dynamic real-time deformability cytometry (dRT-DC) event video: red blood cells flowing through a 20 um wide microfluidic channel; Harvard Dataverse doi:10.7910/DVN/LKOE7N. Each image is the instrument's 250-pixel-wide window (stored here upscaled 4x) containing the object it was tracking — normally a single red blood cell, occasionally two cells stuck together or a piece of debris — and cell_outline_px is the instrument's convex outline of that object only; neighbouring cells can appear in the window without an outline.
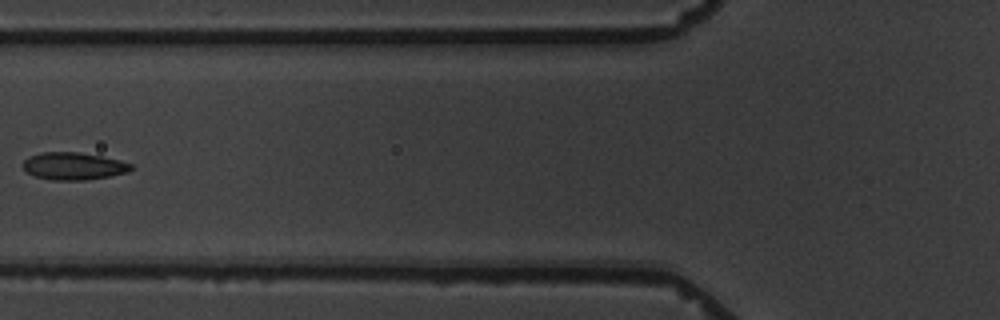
{"species": "common noctule bat (a hibernating species)", "species_latin": "Nyctalus noctula", "temperature_condition": "warm", "stored_images_in_passage": 10, "camera_frame_rate_fps": 3000, "um_per_image_px": 0.085, "animal": {"sex": "male", "body_mass_g": 19.5, "forearm_length_mm": 54.6}, "frame": {"image": 1, "passage_image": 5, "time_ms": 4.667, "image_size_px": [1000, 320], "cell_outline_px": [[132, 168], [128, 172], [108, 176], [84, 180], [52, 180], [36, 176], [28, 172], [24, 168], [24, 160], [28, 156], [40, 152], [80, 152], [120, 160], [132, 164]], "centroid_in_image_um": [6.25, 14.11], "position_along_channel_um": 119.6, "area_um2": 17.11}}
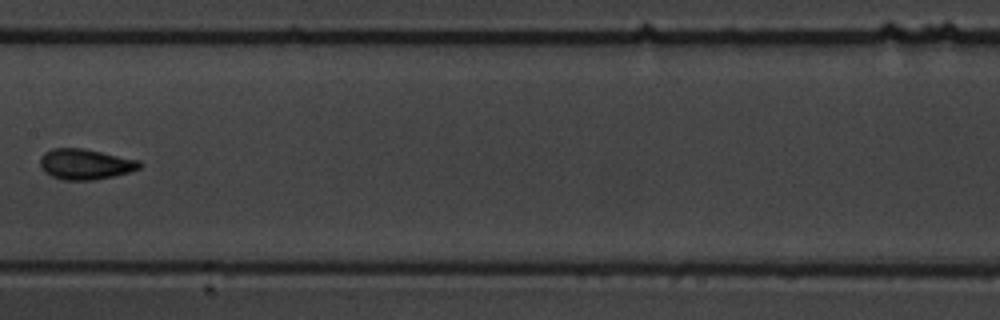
{"frame": {"image": 2, "passage_image": 7, "time_ms": 7.0, "image_size_px": [1000, 320], "cell_outline_px": [[140, 168], [128, 172], [112, 176], [92, 180], [64, 180], [52, 176], [44, 172], [40, 164], [40, 156], [44, 152], [52, 148], [84, 148], [140, 160]], "centroid_in_image_um": [7.22, 13.94], "position_along_channel_um": 200.2, "area_um2": 17.69}}
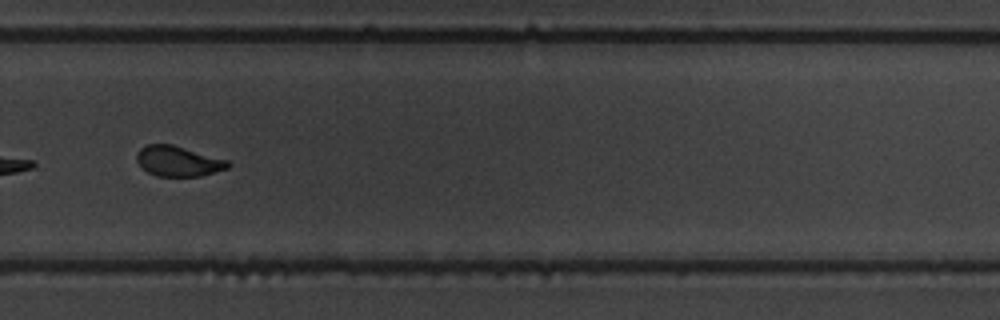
{"frame": {"image": 3, "passage_image": 10, "time_ms": 10.333, "image_size_px": [1000, 320], "cell_outline_px": [[232, 164], [228, 168], [200, 176], [156, 176], [148, 172], [136, 160], [136, 152], [140, 148], [148, 144], [172, 144], [228, 160]], "centroid_in_image_um": [15.15, 13.69], "position_along_channel_um": 314.7, "area_um2": 16.07}}